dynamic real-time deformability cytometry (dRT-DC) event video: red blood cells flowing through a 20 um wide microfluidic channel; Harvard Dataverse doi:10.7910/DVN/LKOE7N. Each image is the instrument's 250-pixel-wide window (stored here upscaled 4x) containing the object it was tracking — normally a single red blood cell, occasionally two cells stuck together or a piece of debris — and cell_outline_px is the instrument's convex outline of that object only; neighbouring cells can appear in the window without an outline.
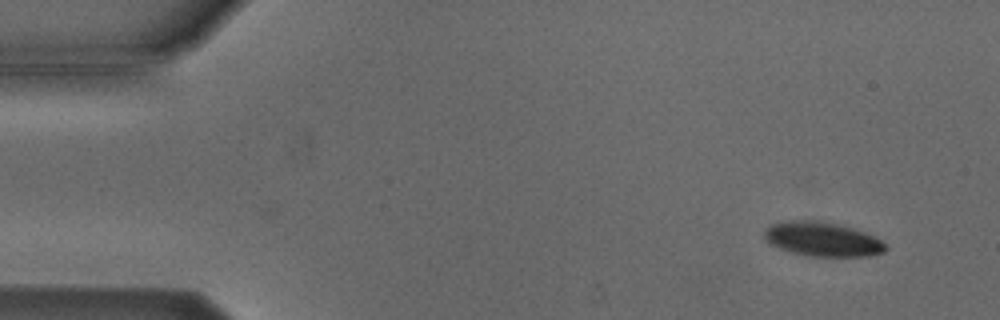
{"species": "Egyptian fruit bat (a non-hibernating species)", "species_latin": "Rousettus aegyptiacus", "temperature_condition": "cold", "stored_images_in_passage": 51, "camera_frame_rate_fps": 3000, "um_per_image_px": 0.085, "animal": {"sex": "male"}, "frame": {"image": 1, "passage_image": 2, "time_ms": 0.333, "image_size_px": [1000, 320], "cell_outline_px": [[888, 248], [884, 252], [868, 256], [804, 256], [780, 248], [772, 244], [764, 236], [764, 232], [772, 224], [788, 220], [820, 220], [852, 228], [864, 232], [880, 240]], "centroid_in_image_um": [69.91, 20.33], "position_along_channel_um": 15.1, "area_um2": 23.93}}
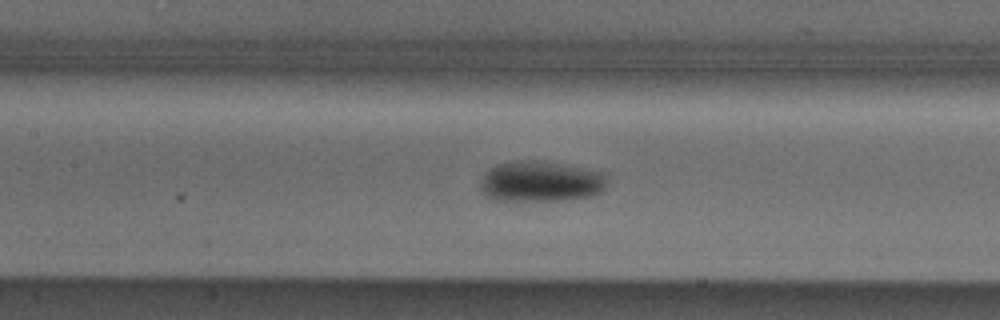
{"frame": {"image": 2, "passage_image": 22, "time_ms": 7.0, "image_size_px": [1000, 320], "cell_outline_px": [[604, 188], [600, 192], [592, 196], [560, 200], [500, 200], [488, 196], [480, 192], [480, 180], [484, 172], [488, 168], [496, 164], [520, 160], [536, 160], [604, 172]], "centroid_in_image_um": [45.88, 15.42], "position_along_channel_um": 161.5, "area_um2": 29.82}}
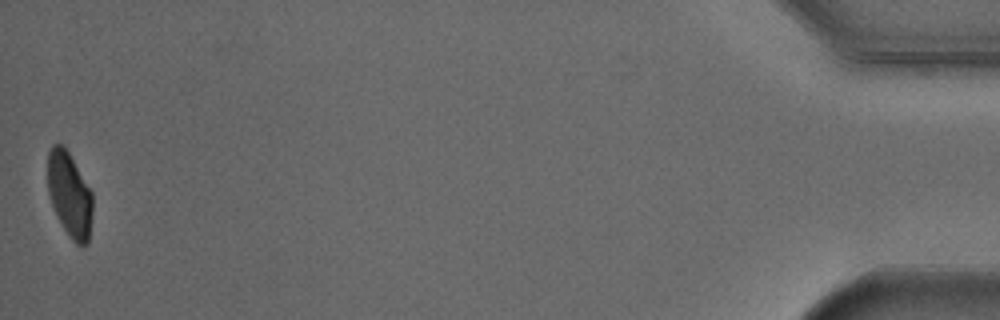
{"frame": {"image": 3, "passage_image": 51, "time_ms": 16.667, "image_size_px": [1000, 320], "cell_outline_px": [[92, 216], [88, 244], [80, 248], [68, 236], [52, 204], [48, 192], [48, 152], [52, 144], [64, 144], [92, 192]], "centroid_in_image_um": [5.93, 16.55], "position_along_channel_um": 429.3, "area_um2": 22.25}, "authors_computed_cell_mechanics": {"area_um2": 26.0678, "velocity_mm_per_s": 3.8085, "shape_relaxation_time_tau1_ms": 4.1169, "shape_relaxation_time_tau2_ms": null, "deformation_change_tau1": 0.1336, "deformation_change_tau2": null}}